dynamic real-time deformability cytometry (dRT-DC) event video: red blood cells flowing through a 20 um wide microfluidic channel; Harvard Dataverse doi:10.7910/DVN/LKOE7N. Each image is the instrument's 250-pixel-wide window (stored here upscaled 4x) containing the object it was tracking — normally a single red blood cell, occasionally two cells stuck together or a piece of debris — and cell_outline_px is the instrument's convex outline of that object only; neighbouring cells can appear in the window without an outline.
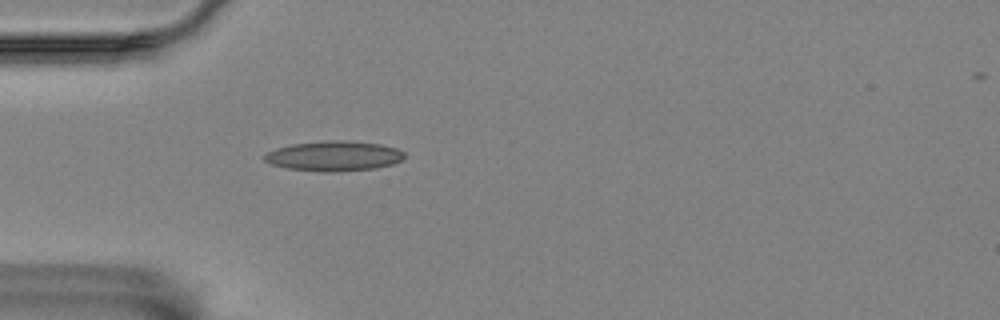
{"species": "Egyptian fruit bat (a non-hibernating species)", "species_latin": "Rousettus aegyptiacus", "temperature_condition": "room temperature", "stored_images_in_passage": 1, "camera_frame_rate_fps": 3000, "um_per_image_px": 0.085, "animal": {"sex": "female"}, "frame": {"image": 1, "passage_image": 1, "time_ms": 0.0, "image_size_px": [1000, 320], "cell_outline_px": [[404, 156], [400, 160], [392, 164], [376, 168], [332, 172], [324, 172], [288, 168], [272, 164], [264, 160], [264, 156], [268, 152], [276, 148], [292, 144], [324, 140], [336, 140], [380, 144], [396, 148], [404, 152]], "centroid_in_image_um": [28.37, 13.26], "position_along_channel_um": 56.6, "area_um2": 24.22}}